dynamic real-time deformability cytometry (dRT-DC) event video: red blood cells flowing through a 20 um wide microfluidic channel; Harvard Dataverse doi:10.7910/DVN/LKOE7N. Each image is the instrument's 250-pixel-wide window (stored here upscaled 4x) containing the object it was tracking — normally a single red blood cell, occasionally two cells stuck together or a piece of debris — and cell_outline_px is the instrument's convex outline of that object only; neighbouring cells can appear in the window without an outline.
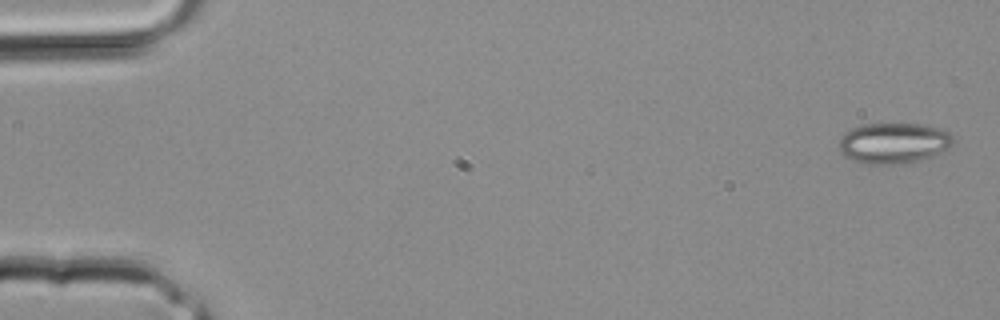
{"species": "common noctule bat (a hibernating species)", "species_latin": "Nyctalus noctula", "temperature_condition": "room temperature", "stored_images_in_passage": 3, "camera_frame_rate_fps": 3000, "um_per_image_px": 0.085, "animal": {"sex": "male", "body_mass_g": 20.4}, "frame": {"image": 1, "passage_image": 1, "time_ms": 0.0, "image_size_px": [1000, 320], "cell_outline_px": [[952, 144], [948, 148], [908, 164], [868, 164], [852, 160], [844, 156], [840, 152], [840, 136], [844, 132], [852, 128], [864, 124], [924, 124], [940, 128], [948, 132], [952, 136]], "centroid_in_image_um": [75.91, 12.16], "position_along_channel_um": 9.1, "area_um2": 26.99}}